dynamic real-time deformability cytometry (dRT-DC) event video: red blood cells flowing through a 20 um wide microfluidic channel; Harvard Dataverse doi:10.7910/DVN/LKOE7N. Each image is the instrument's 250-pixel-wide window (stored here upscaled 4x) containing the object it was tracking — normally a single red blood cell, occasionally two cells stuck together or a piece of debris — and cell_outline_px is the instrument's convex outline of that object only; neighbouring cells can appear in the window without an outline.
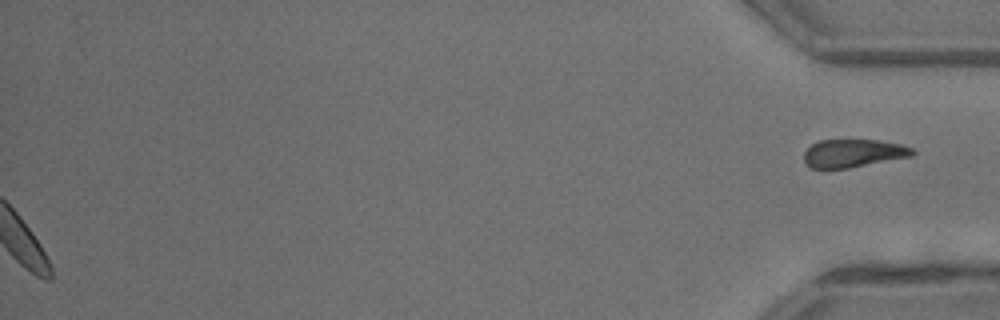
{"species": "common noctule bat (a hibernating species)", "species_latin": "Nyctalus noctula", "temperature_condition": "warm", "stored_images_in_passage": 31, "segment_of_instrument_passage": [2, 2], "camera_frame_rate_fps": 3000, "um_per_image_px": 0.085, "animal": {"sex": "male", "body_mass_g": 13.3}, "frame": {"image": 1, "passage_image": 31, "time_ms": 10.0, "image_size_px": [1000, 320], "cell_outline_px": [[916, 152], [912, 156], [848, 168], [812, 168], [804, 160], [804, 152], [812, 144], [820, 140], [876, 140], [900, 144], [912, 148]], "centroid_in_image_um": [72.54, 13.02], "position_along_channel_um": 362.7, "area_um2": 17.51}}